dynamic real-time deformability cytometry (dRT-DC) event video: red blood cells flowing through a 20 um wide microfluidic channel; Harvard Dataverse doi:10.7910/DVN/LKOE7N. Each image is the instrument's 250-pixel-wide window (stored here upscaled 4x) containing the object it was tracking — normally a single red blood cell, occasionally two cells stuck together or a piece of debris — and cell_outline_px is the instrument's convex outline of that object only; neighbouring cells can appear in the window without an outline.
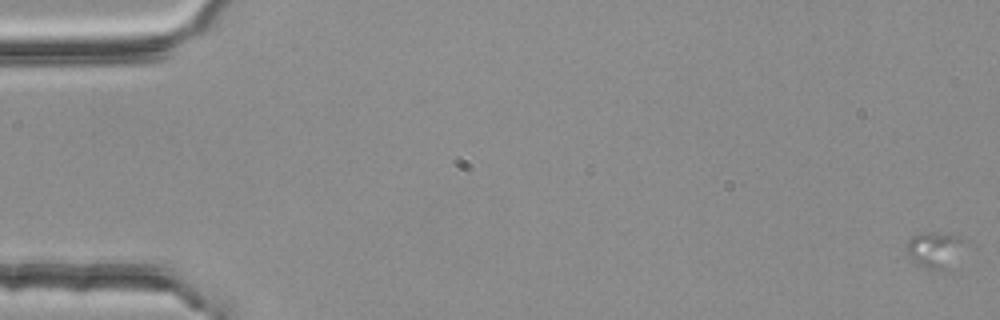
{"species": "common noctule bat (a hibernating species)", "species_latin": "Nyctalus noctula", "temperature_condition": "room temperature", "stored_images_in_passage": 20, "camera_frame_rate_fps": 3000, "um_per_image_px": 0.085, "animal": {"sex": "female", "body_mass_g": 25.1}, "frame": {"image": 1, "passage_image": 1, "time_ms": 0.0, "image_size_px": [1000, 320], "cell_outline_px": [[960, 240], [944, 268], [928, 268], [912, 260], [904, 248], [904, 244], [912, 236], [928, 232], [936, 232], [960, 236]], "centroid_in_image_um": [79.2, 21.14], "position_along_channel_um": 5.8, "area_um2": 10.64}}
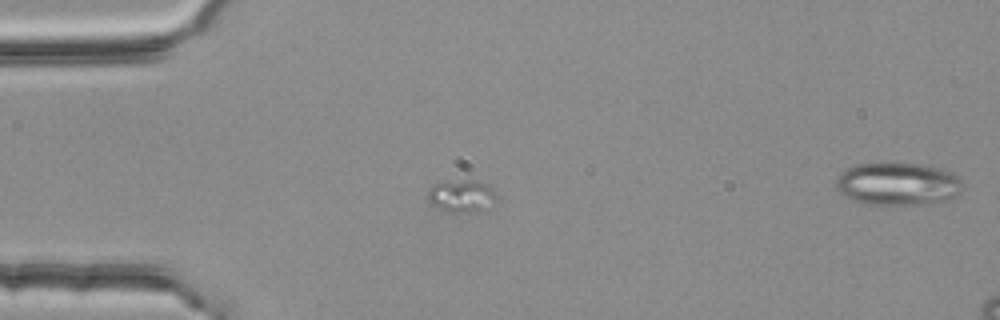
{"frame": {"image": 2, "passage_image": 16, "time_ms": 5.0, "image_size_px": [1000, 320], "cell_outline_px": [[492, 196], [484, 212], [448, 212], [432, 204], [428, 200], [428, 192], [436, 184], [444, 180], [472, 180], [488, 184], [492, 188]], "centroid_in_image_um": [39.17, 16.65], "position_along_channel_um": 45.8, "area_um2": 12.6}}